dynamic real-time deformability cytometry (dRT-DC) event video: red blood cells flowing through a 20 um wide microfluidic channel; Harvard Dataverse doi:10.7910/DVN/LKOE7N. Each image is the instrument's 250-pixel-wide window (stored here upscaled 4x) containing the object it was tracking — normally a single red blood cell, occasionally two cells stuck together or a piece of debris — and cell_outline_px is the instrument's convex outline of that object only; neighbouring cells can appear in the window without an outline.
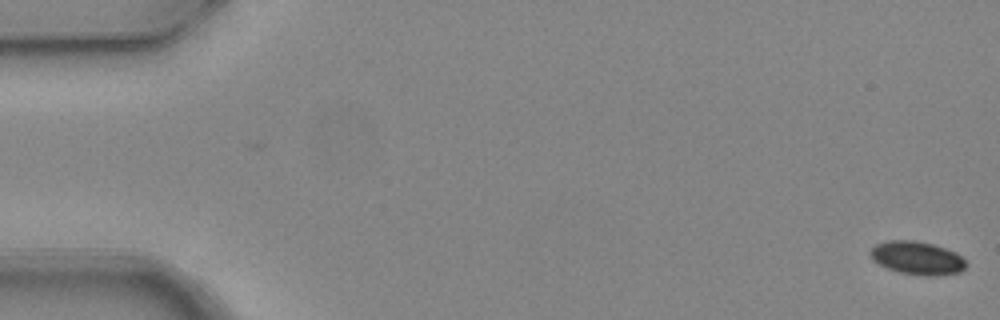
{"species": "common noctule bat (a hibernating species)", "species_latin": "Nyctalus noctula", "temperature_condition": "warm", "stored_images_in_passage": 5, "camera_frame_rate_fps": 3000, "um_per_image_px": 0.085, "animal": {"sex": "female", "body_mass_g": 24.6, "forearm_length_mm": 56.2}, "frame": {"image": 1, "passage_image": 1, "time_ms": 0.0, "image_size_px": [1000, 320], "cell_outline_px": [[968, 264], [960, 272], [936, 276], [928, 276], [900, 272], [888, 268], [872, 260], [868, 252], [876, 244], [888, 240], [916, 240], [932, 244], [956, 252]], "centroid_in_image_um": [77.95, 21.92], "position_along_channel_um": 7.1, "area_um2": 18.5}}
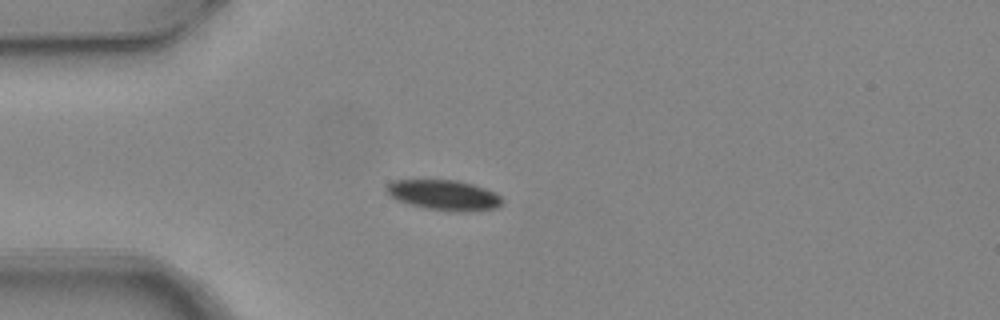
{"frame": {"image": 2, "passage_image": 4, "time_ms": 1.0, "image_size_px": [1000, 320], "cell_outline_px": [[504, 204], [496, 208], [460, 212], [456, 212], [424, 208], [396, 200], [384, 188], [384, 184], [392, 180], [456, 180], [472, 184], [496, 192], [504, 200]], "centroid_in_image_um": [37.74, 16.58], "position_along_channel_um": 47.3, "area_um2": 20.58}}